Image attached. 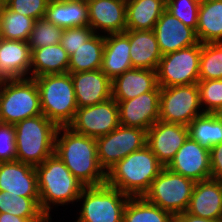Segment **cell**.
<instances>
[{
	"label": "cell",
	"mask_w": 222,
	"mask_h": 222,
	"mask_svg": "<svg viewBox=\"0 0 222 222\" xmlns=\"http://www.w3.org/2000/svg\"><path fill=\"white\" fill-rule=\"evenodd\" d=\"M49 219H26L9 213H0V222H48Z\"/></svg>",
	"instance_id": "cell-43"
},
{
	"label": "cell",
	"mask_w": 222,
	"mask_h": 222,
	"mask_svg": "<svg viewBox=\"0 0 222 222\" xmlns=\"http://www.w3.org/2000/svg\"><path fill=\"white\" fill-rule=\"evenodd\" d=\"M0 213L26 219H48L40 209L39 198H25L7 191H0Z\"/></svg>",
	"instance_id": "cell-32"
},
{
	"label": "cell",
	"mask_w": 222,
	"mask_h": 222,
	"mask_svg": "<svg viewBox=\"0 0 222 222\" xmlns=\"http://www.w3.org/2000/svg\"><path fill=\"white\" fill-rule=\"evenodd\" d=\"M194 1H197L198 3H202L205 0H194Z\"/></svg>",
	"instance_id": "cell-47"
},
{
	"label": "cell",
	"mask_w": 222,
	"mask_h": 222,
	"mask_svg": "<svg viewBox=\"0 0 222 222\" xmlns=\"http://www.w3.org/2000/svg\"><path fill=\"white\" fill-rule=\"evenodd\" d=\"M70 74L78 108L102 103L112 98V81L101 69Z\"/></svg>",
	"instance_id": "cell-17"
},
{
	"label": "cell",
	"mask_w": 222,
	"mask_h": 222,
	"mask_svg": "<svg viewBox=\"0 0 222 222\" xmlns=\"http://www.w3.org/2000/svg\"><path fill=\"white\" fill-rule=\"evenodd\" d=\"M63 28L54 25L46 18L34 21L33 29L28 39L30 49L55 45L61 42Z\"/></svg>",
	"instance_id": "cell-35"
},
{
	"label": "cell",
	"mask_w": 222,
	"mask_h": 222,
	"mask_svg": "<svg viewBox=\"0 0 222 222\" xmlns=\"http://www.w3.org/2000/svg\"><path fill=\"white\" fill-rule=\"evenodd\" d=\"M14 127L16 161L36 167L54 154L58 126L44 114L19 121Z\"/></svg>",
	"instance_id": "cell-4"
},
{
	"label": "cell",
	"mask_w": 222,
	"mask_h": 222,
	"mask_svg": "<svg viewBox=\"0 0 222 222\" xmlns=\"http://www.w3.org/2000/svg\"><path fill=\"white\" fill-rule=\"evenodd\" d=\"M133 68L157 70L162 53L153 30H125Z\"/></svg>",
	"instance_id": "cell-24"
},
{
	"label": "cell",
	"mask_w": 222,
	"mask_h": 222,
	"mask_svg": "<svg viewBox=\"0 0 222 222\" xmlns=\"http://www.w3.org/2000/svg\"><path fill=\"white\" fill-rule=\"evenodd\" d=\"M162 55L199 43L196 31L164 11L153 29Z\"/></svg>",
	"instance_id": "cell-16"
},
{
	"label": "cell",
	"mask_w": 222,
	"mask_h": 222,
	"mask_svg": "<svg viewBox=\"0 0 222 222\" xmlns=\"http://www.w3.org/2000/svg\"><path fill=\"white\" fill-rule=\"evenodd\" d=\"M200 104H207L204 113H214L222 107V79L199 80Z\"/></svg>",
	"instance_id": "cell-37"
},
{
	"label": "cell",
	"mask_w": 222,
	"mask_h": 222,
	"mask_svg": "<svg viewBox=\"0 0 222 222\" xmlns=\"http://www.w3.org/2000/svg\"><path fill=\"white\" fill-rule=\"evenodd\" d=\"M34 19L12 11L4 5L1 19V39L27 42L33 29Z\"/></svg>",
	"instance_id": "cell-33"
},
{
	"label": "cell",
	"mask_w": 222,
	"mask_h": 222,
	"mask_svg": "<svg viewBox=\"0 0 222 222\" xmlns=\"http://www.w3.org/2000/svg\"><path fill=\"white\" fill-rule=\"evenodd\" d=\"M105 36L94 34L69 56L68 73L101 69Z\"/></svg>",
	"instance_id": "cell-29"
},
{
	"label": "cell",
	"mask_w": 222,
	"mask_h": 222,
	"mask_svg": "<svg viewBox=\"0 0 222 222\" xmlns=\"http://www.w3.org/2000/svg\"><path fill=\"white\" fill-rule=\"evenodd\" d=\"M197 83L181 86L160 87L159 120L188 126L192 120L204 112L200 108Z\"/></svg>",
	"instance_id": "cell-10"
},
{
	"label": "cell",
	"mask_w": 222,
	"mask_h": 222,
	"mask_svg": "<svg viewBox=\"0 0 222 222\" xmlns=\"http://www.w3.org/2000/svg\"><path fill=\"white\" fill-rule=\"evenodd\" d=\"M4 2L0 1V34H1V19H2V12L4 9Z\"/></svg>",
	"instance_id": "cell-45"
},
{
	"label": "cell",
	"mask_w": 222,
	"mask_h": 222,
	"mask_svg": "<svg viewBox=\"0 0 222 222\" xmlns=\"http://www.w3.org/2000/svg\"><path fill=\"white\" fill-rule=\"evenodd\" d=\"M109 35L105 36L101 71L112 81L133 66L130 59L129 36L125 32Z\"/></svg>",
	"instance_id": "cell-23"
},
{
	"label": "cell",
	"mask_w": 222,
	"mask_h": 222,
	"mask_svg": "<svg viewBox=\"0 0 222 222\" xmlns=\"http://www.w3.org/2000/svg\"><path fill=\"white\" fill-rule=\"evenodd\" d=\"M200 3L194 0H166V11L196 31Z\"/></svg>",
	"instance_id": "cell-36"
},
{
	"label": "cell",
	"mask_w": 222,
	"mask_h": 222,
	"mask_svg": "<svg viewBox=\"0 0 222 222\" xmlns=\"http://www.w3.org/2000/svg\"><path fill=\"white\" fill-rule=\"evenodd\" d=\"M175 222H222L194 216L186 211L175 216Z\"/></svg>",
	"instance_id": "cell-42"
},
{
	"label": "cell",
	"mask_w": 222,
	"mask_h": 222,
	"mask_svg": "<svg viewBox=\"0 0 222 222\" xmlns=\"http://www.w3.org/2000/svg\"><path fill=\"white\" fill-rule=\"evenodd\" d=\"M220 121H222V107L213 113Z\"/></svg>",
	"instance_id": "cell-44"
},
{
	"label": "cell",
	"mask_w": 222,
	"mask_h": 222,
	"mask_svg": "<svg viewBox=\"0 0 222 222\" xmlns=\"http://www.w3.org/2000/svg\"><path fill=\"white\" fill-rule=\"evenodd\" d=\"M119 122L125 127H137L147 131L159 120L160 86L133 99L117 102Z\"/></svg>",
	"instance_id": "cell-13"
},
{
	"label": "cell",
	"mask_w": 222,
	"mask_h": 222,
	"mask_svg": "<svg viewBox=\"0 0 222 222\" xmlns=\"http://www.w3.org/2000/svg\"><path fill=\"white\" fill-rule=\"evenodd\" d=\"M61 130L64 132L59 139ZM54 153L85 187L106 183V172L99 165L95 138L78 134L68 126H58Z\"/></svg>",
	"instance_id": "cell-1"
},
{
	"label": "cell",
	"mask_w": 222,
	"mask_h": 222,
	"mask_svg": "<svg viewBox=\"0 0 222 222\" xmlns=\"http://www.w3.org/2000/svg\"><path fill=\"white\" fill-rule=\"evenodd\" d=\"M34 79L39 88L42 114L57 126H68L78 109L71 74H47Z\"/></svg>",
	"instance_id": "cell-5"
},
{
	"label": "cell",
	"mask_w": 222,
	"mask_h": 222,
	"mask_svg": "<svg viewBox=\"0 0 222 222\" xmlns=\"http://www.w3.org/2000/svg\"><path fill=\"white\" fill-rule=\"evenodd\" d=\"M222 79V42L201 47L199 80Z\"/></svg>",
	"instance_id": "cell-34"
},
{
	"label": "cell",
	"mask_w": 222,
	"mask_h": 222,
	"mask_svg": "<svg viewBox=\"0 0 222 222\" xmlns=\"http://www.w3.org/2000/svg\"><path fill=\"white\" fill-rule=\"evenodd\" d=\"M94 34L93 29L89 25L64 28L60 44L70 56Z\"/></svg>",
	"instance_id": "cell-39"
},
{
	"label": "cell",
	"mask_w": 222,
	"mask_h": 222,
	"mask_svg": "<svg viewBox=\"0 0 222 222\" xmlns=\"http://www.w3.org/2000/svg\"><path fill=\"white\" fill-rule=\"evenodd\" d=\"M81 198L84 203L77 222H123L130 196L105 183L84 187L78 200Z\"/></svg>",
	"instance_id": "cell-7"
},
{
	"label": "cell",
	"mask_w": 222,
	"mask_h": 222,
	"mask_svg": "<svg viewBox=\"0 0 222 222\" xmlns=\"http://www.w3.org/2000/svg\"><path fill=\"white\" fill-rule=\"evenodd\" d=\"M157 86L156 70L132 68L112 80V98L116 102L130 100Z\"/></svg>",
	"instance_id": "cell-21"
},
{
	"label": "cell",
	"mask_w": 222,
	"mask_h": 222,
	"mask_svg": "<svg viewBox=\"0 0 222 222\" xmlns=\"http://www.w3.org/2000/svg\"><path fill=\"white\" fill-rule=\"evenodd\" d=\"M166 0H126V30H153Z\"/></svg>",
	"instance_id": "cell-26"
},
{
	"label": "cell",
	"mask_w": 222,
	"mask_h": 222,
	"mask_svg": "<svg viewBox=\"0 0 222 222\" xmlns=\"http://www.w3.org/2000/svg\"><path fill=\"white\" fill-rule=\"evenodd\" d=\"M42 114L38 85L34 78L6 80L0 93V122L16 124Z\"/></svg>",
	"instance_id": "cell-6"
},
{
	"label": "cell",
	"mask_w": 222,
	"mask_h": 222,
	"mask_svg": "<svg viewBox=\"0 0 222 222\" xmlns=\"http://www.w3.org/2000/svg\"><path fill=\"white\" fill-rule=\"evenodd\" d=\"M28 42L0 38V75L6 80L21 79L31 69Z\"/></svg>",
	"instance_id": "cell-22"
},
{
	"label": "cell",
	"mask_w": 222,
	"mask_h": 222,
	"mask_svg": "<svg viewBox=\"0 0 222 222\" xmlns=\"http://www.w3.org/2000/svg\"><path fill=\"white\" fill-rule=\"evenodd\" d=\"M49 0H5L4 4L12 11L31 17L35 21L45 18Z\"/></svg>",
	"instance_id": "cell-38"
},
{
	"label": "cell",
	"mask_w": 222,
	"mask_h": 222,
	"mask_svg": "<svg viewBox=\"0 0 222 222\" xmlns=\"http://www.w3.org/2000/svg\"><path fill=\"white\" fill-rule=\"evenodd\" d=\"M39 204L42 212L49 216L50 204H65L77 200L85 187L54 153L35 167Z\"/></svg>",
	"instance_id": "cell-3"
},
{
	"label": "cell",
	"mask_w": 222,
	"mask_h": 222,
	"mask_svg": "<svg viewBox=\"0 0 222 222\" xmlns=\"http://www.w3.org/2000/svg\"><path fill=\"white\" fill-rule=\"evenodd\" d=\"M186 212L222 221V181L208 179L195 182Z\"/></svg>",
	"instance_id": "cell-20"
},
{
	"label": "cell",
	"mask_w": 222,
	"mask_h": 222,
	"mask_svg": "<svg viewBox=\"0 0 222 222\" xmlns=\"http://www.w3.org/2000/svg\"><path fill=\"white\" fill-rule=\"evenodd\" d=\"M195 182L164 167L143 197L174 216L187 210Z\"/></svg>",
	"instance_id": "cell-8"
},
{
	"label": "cell",
	"mask_w": 222,
	"mask_h": 222,
	"mask_svg": "<svg viewBox=\"0 0 222 222\" xmlns=\"http://www.w3.org/2000/svg\"><path fill=\"white\" fill-rule=\"evenodd\" d=\"M86 2L88 25L94 33L97 28H102L107 34L125 32L126 0H86Z\"/></svg>",
	"instance_id": "cell-19"
},
{
	"label": "cell",
	"mask_w": 222,
	"mask_h": 222,
	"mask_svg": "<svg viewBox=\"0 0 222 222\" xmlns=\"http://www.w3.org/2000/svg\"><path fill=\"white\" fill-rule=\"evenodd\" d=\"M119 125L118 104L110 98L102 103L78 108L68 127L78 134L96 139L109 134Z\"/></svg>",
	"instance_id": "cell-12"
},
{
	"label": "cell",
	"mask_w": 222,
	"mask_h": 222,
	"mask_svg": "<svg viewBox=\"0 0 222 222\" xmlns=\"http://www.w3.org/2000/svg\"><path fill=\"white\" fill-rule=\"evenodd\" d=\"M211 179L222 181V143L210 150Z\"/></svg>",
	"instance_id": "cell-41"
},
{
	"label": "cell",
	"mask_w": 222,
	"mask_h": 222,
	"mask_svg": "<svg viewBox=\"0 0 222 222\" xmlns=\"http://www.w3.org/2000/svg\"><path fill=\"white\" fill-rule=\"evenodd\" d=\"M32 76L68 73L69 55L60 43L31 50Z\"/></svg>",
	"instance_id": "cell-27"
},
{
	"label": "cell",
	"mask_w": 222,
	"mask_h": 222,
	"mask_svg": "<svg viewBox=\"0 0 222 222\" xmlns=\"http://www.w3.org/2000/svg\"><path fill=\"white\" fill-rule=\"evenodd\" d=\"M188 137L187 126L158 120L147 130L146 145L166 167Z\"/></svg>",
	"instance_id": "cell-15"
},
{
	"label": "cell",
	"mask_w": 222,
	"mask_h": 222,
	"mask_svg": "<svg viewBox=\"0 0 222 222\" xmlns=\"http://www.w3.org/2000/svg\"><path fill=\"white\" fill-rule=\"evenodd\" d=\"M147 131L119 125L109 134L96 138L100 167L108 171L118 161L146 145Z\"/></svg>",
	"instance_id": "cell-11"
},
{
	"label": "cell",
	"mask_w": 222,
	"mask_h": 222,
	"mask_svg": "<svg viewBox=\"0 0 222 222\" xmlns=\"http://www.w3.org/2000/svg\"><path fill=\"white\" fill-rule=\"evenodd\" d=\"M5 81H6V79L0 75V88H1L0 93H1V90H2V85H4Z\"/></svg>",
	"instance_id": "cell-46"
},
{
	"label": "cell",
	"mask_w": 222,
	"mask_h": 222,
	"mask_svg": "<svg viewBox=\"0 0 222 222\" xmlns=\"http://www.w3.org/2000/svg\"><path fill=\"white\" fill-rule=\"evenodd\" d=\"M166 167L194 182L211 179L210 151L188 137Z\"/></svg>",
	"instance_id": "cell-14"
},
{
	"label": "cell",
	"mask_w": 222,
	"mask_h": 222,
	"mask_svg": "<svg viewBox=\"0 0 222 222\" xmlns=\"http://www.w3.org/2000/svg\"><path fill=\"white\" fill-rule=\"evenodd\" d=\"M164 167L145 145L106 171V184L130 197H141Z\"/></svg>",
	"instance_id": "cell-2"
},
{
	"label": "cell",
	"mask_w": 222,
	"mask_h": 222,
	"mask_svg": "<svg viewBox=\"0 0 222 222\" xmlns=\"http://www.w3.org/2000/svg\"><path fill=\"white\" fill-rule=\"evenodd\" d=\"M45 18L61 28L88 26L86 0H49Z\"/></svg>",
	"instance_id": "cell-25"
},
{
	"label": "cell",
	"mask_w": 222,
	"mask_h": 222,
	"mask_svg": "<svg viewBox=\"0 0 222 222\" xmlns=\"http://www.w3.org/2000/svg\"><path fill=\"white\" fill-rule=\"evenodd\" d=\"M0 191L39 198L35 167L23 162H0Z\"/></svg>",
	"instance_id": "cell-18"
},
{
	"label": "cell",
	"mask_w": 222,
	"mask_h": 222,
	"mask_svg": "<svg viewBox=\"0 0 222 222\" xmlns=\"http://www.w3.org/2000/svg\"><path fill=\"white\" fill-rule=\"evenodd\" d=\"M187 127L189 137L208 150L222 143V121L212 113L194 118Z\"/></svg>",
	"instance_id": "cell-31"
},
{
	"label": "cell",
	"mask_w": 222,
	"mask_h": 222,
	"mask_svg": "<svg viewBox=\"0 0 222 222\" xmlns=\"http://www.w3.org/2000/svg\"><path fill=\"white\" fill-rule=\"evenodd\" d=\"M123 222H175V216L143 196L130 197L125 205Z\"/></svg>",
	"instance_id": "cell-30"
},
{
	"label": "cell",
	"mask_w": 222,
	"mask_h": 222,
	"mask_svg": "<svg viewBox=\"0 0 222 222\" xmlns=\"http://www.w3.org/2000/svg\"><path fill=\"white\" fill-rule=\"evenodd\" d=\"M17 159L14 124L0 122V162Z\"/></svg>",
	"instance_id": "cell-40"
},
{
	"label": "cell",
	"mask_w": 222,
	"mask_h": 222,
	"mask_svg": "<svg viewBox=\"0 0 222 222\" xmlns=\"http://www.w3.org/2000/svg\"><path fill=\"white\" fill-rule=\"evenodd\" d=\"M201 47L199 42L163 55L156 70L158 85L170 87L198 83Z\"/></svg>",
	"instance_id": "cell-9"
},
{
	"label": "cell",
	"mask_w": 222,
	"mask_h": 222,
	"mask_svg": "<svg viewBox=\"0 0 222 222\" xmlns=\"http://www.w3.org/2000/svg\"><path fill=\"white\" fill-rule=\"evenodd\" d=\"M196 35L202 44L222 42V0L200 3Z\"/></svg>",
	"instance_id": "cell-28"
}]
</instances>
